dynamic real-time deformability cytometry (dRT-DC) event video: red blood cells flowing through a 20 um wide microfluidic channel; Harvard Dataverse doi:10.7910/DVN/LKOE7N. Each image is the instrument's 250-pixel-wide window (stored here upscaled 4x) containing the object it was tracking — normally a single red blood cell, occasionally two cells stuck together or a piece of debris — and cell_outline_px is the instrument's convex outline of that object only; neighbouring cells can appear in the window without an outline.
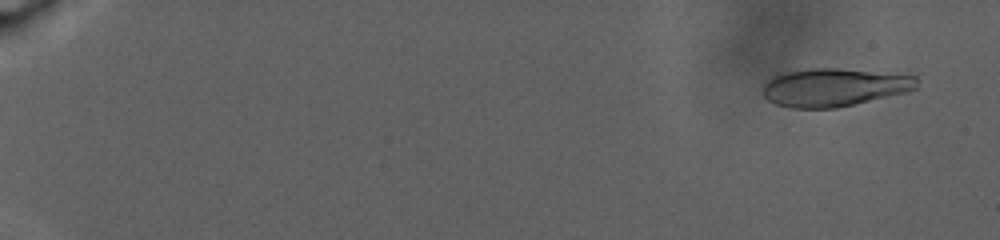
{"species": "human", "species_latin": "Homo sapiens", "temperature_condition": "warm", "stored_images_in_passage": 76, "camera_frame_rate_fps": 3000, "um_per_image_px": 0.085, "donor": {"sex": "male"}, "frame": {"image": 1, "passage_image": 7, "time_ms": 2.0, "image_size_px": [1000, 240], "cell_outline_px": [[916, 88], [908, 92], [836, 108], [792, 108], [776, 104], [768, 100], [760, 92], [760, 88], [764, 80], [772, 76], [784, 72], [808, 68], [836, 68], [916, 76]], "centroid_in_image_um": [70.79, 7.42], "position_along_channel_um": 14.2, "area_um2": 34.39}}
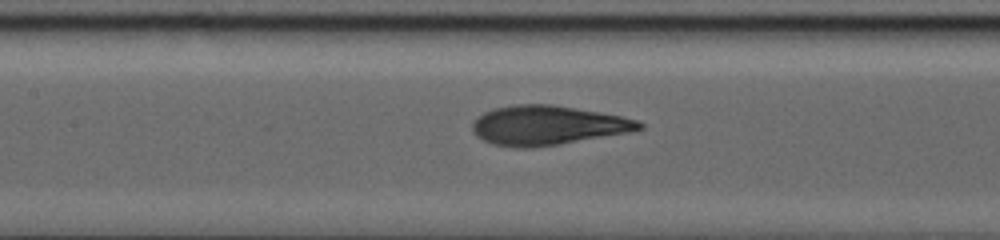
{"frame": {"image": 2, "passage_image": 46, "time_ms": 17.333, "image_size_px": [1000, 240], "cell_outline_px": [[644, 128], [632, 132], [560, 144], [532, 148], [512, 148], [492, 144], [476, 136], [472, 132], [472, 120], [484, 112], [496, 108], [516, 104], [552, 104], [600, 112], [620, 116], [636, 120], [644, 124]], "centroid_in_image_um": [46.52, 10.66], "position_along_channel_um": 160.9, "area_um2": 38.55}}
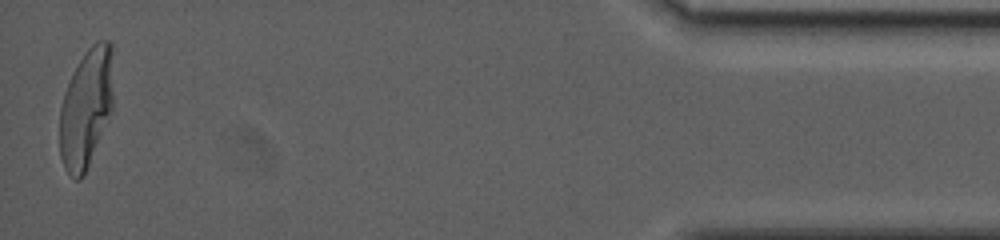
{"frame": {"image": 3, "passage_image": 76, "time_ms": 32.0, "image_size_px": [1000, 240], "cell_outline_px": [[112, 112], [84, 176], [80, 180], [76, 180], [64, 168], [60, 156], [60, 108], [64, 92], [72, 72], [84, 52], [96, 40], [108, 40], [112, 44]], "centroid_in_image_um": [7.32, 9.17], "position_along_channel_um": 427.9, "area_um2": 37.57}, "authors_computed_cell_mechanics": {"area_um2": 36.8764, "velocity_mm_per_s": 2.2825, "shape_relaxation_time_tau1_ms": 7.7206, "shape_relaxation_time_tau2_ms": null, "deformation_change_tau1": 0.2736, "deformation_change_tau2": null}}